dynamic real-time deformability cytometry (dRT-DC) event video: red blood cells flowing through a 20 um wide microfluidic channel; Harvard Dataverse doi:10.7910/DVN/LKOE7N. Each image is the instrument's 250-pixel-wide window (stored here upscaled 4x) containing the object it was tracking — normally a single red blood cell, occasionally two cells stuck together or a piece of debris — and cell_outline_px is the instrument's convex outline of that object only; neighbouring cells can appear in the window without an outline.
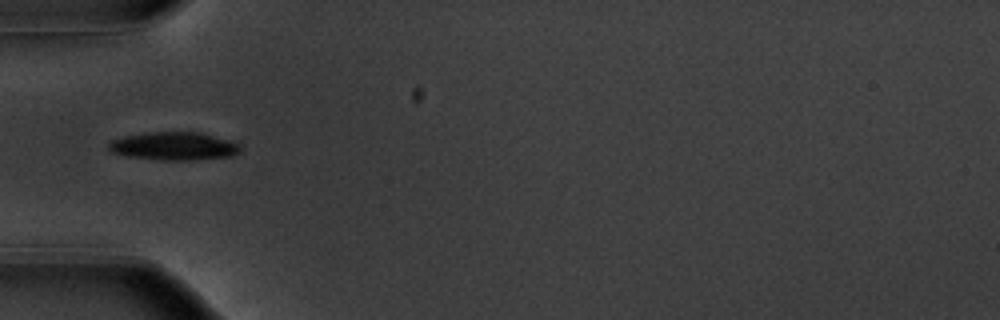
{"species": "common noctule bat (a hibernating species)", "species_latin": "Nyctalus noctula", "temperature_condition": "warm", "stored_images_in_passage": 37, "camera_frame_rate_fps": 3000, "um_per_image_px": 0.085, "animal": {"sex": "male", "body_mass_g": 20.1, "forearm_length_mm": 53.5}, "frame": {"image": 1, "passage_image": 1, "time_ms": 0.0, "image_size_px": [1000, 320], "cell_outline_px": [[244, 148], [236, 156], [192, 160], [160, 160], [128, 156], [108, 152], [108, 144], [112, 140], [124, 136], [148, 132], [200, 132], [232, 140], [244, 144]], "centroid_in_image_um": [14.88, 12.42], "position_along_channel_um": 70.1, "area_um2": 22.14}}
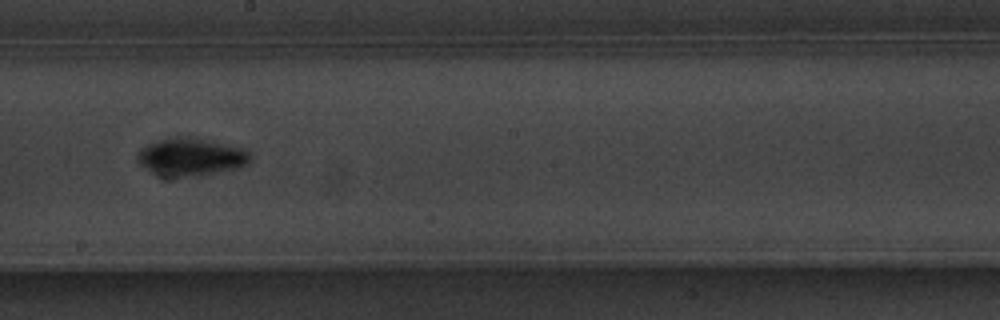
{"frame": {"image": 2, "passage_image": 14, "time_ms": 4.333, "image_size_px": [1000, 320], "cell_outline_px": [[252, 160], [248, 164], [236, 168], [200, 176], [160, 176], [152, 172], [140, 164], [136, 160], [136, 156], [140, 148], [156, 140], [168, 136], [196, 136], [244, 148], [252, 156]], "centroid_in_image_um": [16.22, 13.3], "position_along_channel_um": 232.0, "area_um2": 25.43}}
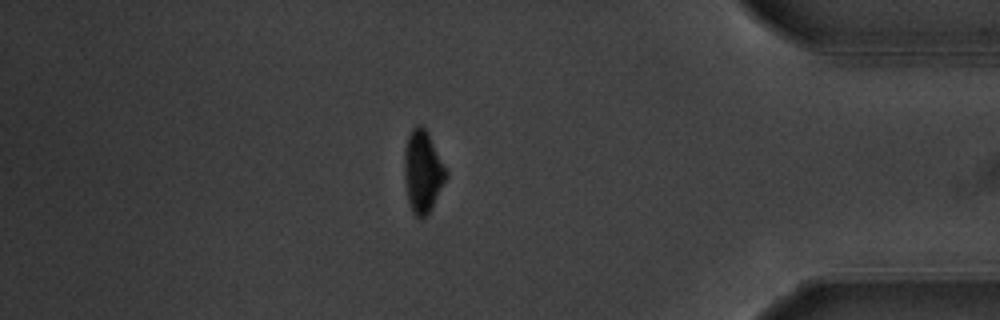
{"frame": {"image": 3, "passage_image": 30, "time_ms": 9.667, "image_size_px": [1000, 320], "cell_outline_px": [[448, 176], [428, 216], [420, 220], [412, 212], [408, 204], [404, 180], [404, 148], [408, 136], [412, 128], [416, 124], [424, 124], [448, 172]], "centroid_in_image_um": [35.92, 14.59], "position_along_channel_um": 399.3, "area_um2": 20.58}, "authors_computed_cell_mechanics": {"area_um2": 21.9062, "velocity_mm_per_s": 3.7208, "shape_relaxation_time_tau1_ms": 2.3487, "shape_relaxation_time_tau2_ms": null, "deformation_change_tau1": 0.1356, "deformation_change_tau2": null}}